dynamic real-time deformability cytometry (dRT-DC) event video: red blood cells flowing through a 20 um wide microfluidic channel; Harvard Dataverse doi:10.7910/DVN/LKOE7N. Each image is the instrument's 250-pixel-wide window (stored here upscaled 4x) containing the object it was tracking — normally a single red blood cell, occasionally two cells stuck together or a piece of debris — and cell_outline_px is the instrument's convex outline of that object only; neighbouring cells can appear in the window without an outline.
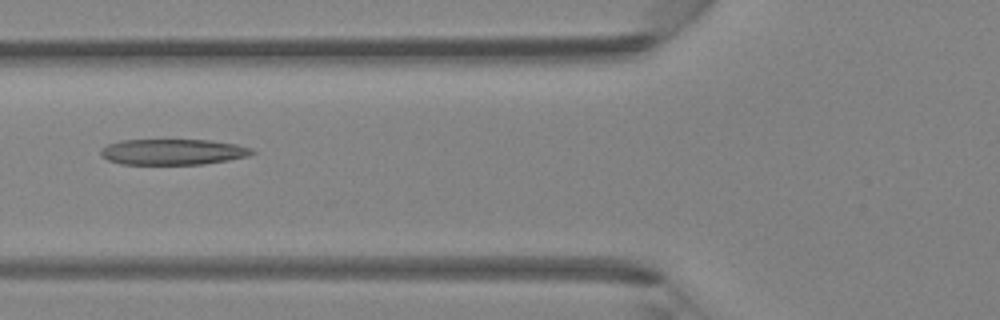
{"species": "Egyptian fruit bat (a non-hibernating species)", "species_latin": "Rousettus aegyptiacus", "temperature_condition": "room temperature", "stored_images_in_passage": 5, "camera_frame_rate_fps": 3000, "um_per_image_px": 0.085, "animal": {"sex": "female"}, "frame": {"image": 1, "passage_image": 5, "time_ms": 1.333, "image_size_px": [1000, 320], "cell_outline_px": [[256, 152], [248, 156], [228, 160], [204, 164], [120, 164], [108, 160], [100, 156], [100, 148], [108, 144], [120, 140], [208, 140], [236, 144], [252, 148]], "centroid_in_image_um": [14.67, 12.91], "position_along_channel_um": 111.1, "area_um2": 22.83}}